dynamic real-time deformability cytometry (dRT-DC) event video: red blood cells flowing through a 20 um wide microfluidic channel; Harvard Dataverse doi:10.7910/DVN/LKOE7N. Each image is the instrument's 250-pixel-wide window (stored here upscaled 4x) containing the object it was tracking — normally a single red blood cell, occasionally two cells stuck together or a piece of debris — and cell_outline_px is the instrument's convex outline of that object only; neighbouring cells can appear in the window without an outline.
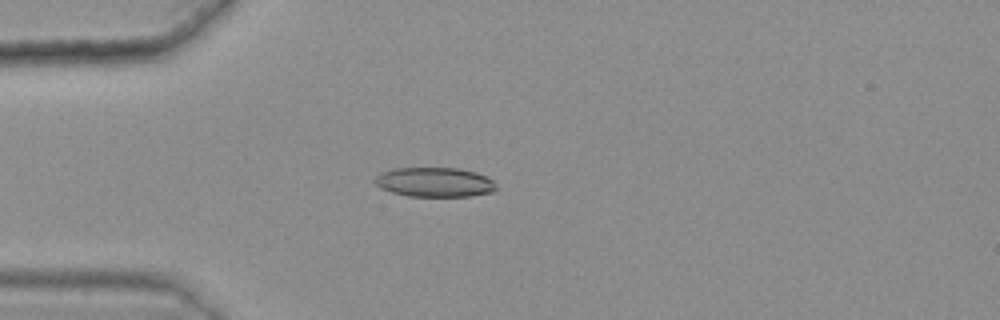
{"species": "common noctule bat (a hibernating species)", "species_latin": "Nyctalus noctula", "temperature_condition": "warm", "stored_images_in_passage": 49, "camera_frame_rate_fps": 3000, "um_per_image_px": 0.085, "animal": {"sex": "female", "body_mass_g": 25.1}, "frame": {"image": 1, "passage_image": 16, "time_ms": 5.0, "image_size_px": [1000, 320], "cell_outline_px": [[496, 188], [492, 192], [472, 196], [408, 196], [392, 192], [380, 188], [372, 180], [380, 172], [392, 168], [460, 168], [476, 172], [492, 180], [496, 184]], "centroid_in_image_um": [36.91, 15.48], "position_along_channel_um": 48.1, "area_um2": 20.98}}
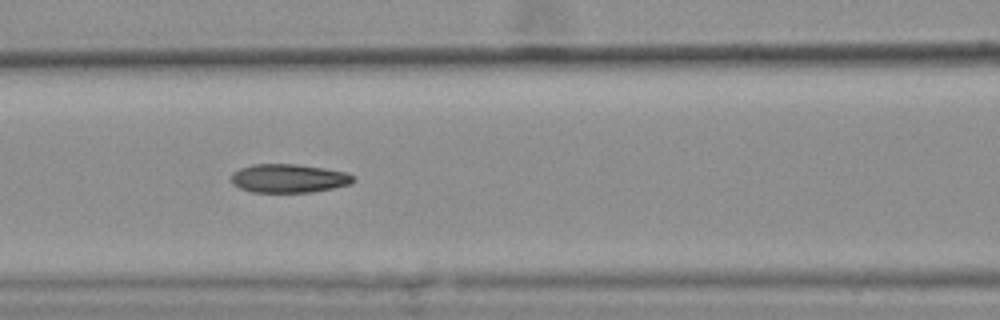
{"frame": {"image": 2, "passage_image": 25, "time_ms": 8.0, "image_size_px": [1000, 320], "cell_outline_px": [[356, 180], [348, 184], [332, 188], [312, 192], [252, 192], [240, 188], [232, 184], [232, 172], [240, 168], [252, 164], [296, 164], [324, 168], [348, 172]], "centroid_in_image_um": [24.52, 15.15], "position_along_channel_um": 142.1, "area_um2": 20.35}}
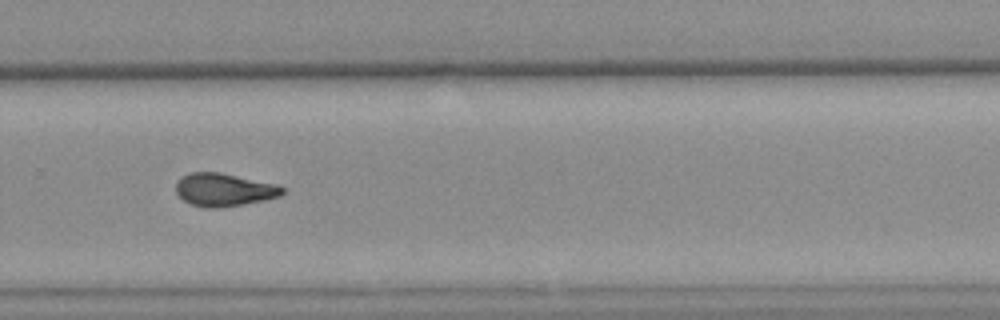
{"frame": {"image": 3, "passage_image": 39, "time_ms": 12.667, "image_size_px": [1000, 320], "cell_outline_px": [[284, 192], [280, 196], [264, 200], [244, 204], [220, 208], [204, 208], [188, 204], [176, 192], [176, 180], [188, 172], [220, 172], [276, 184], [284, 188]], "centroid_in_image_um": [19.0, 16.13], "position_along_channel_um": 310.8, "area_um2": 20.63}, "authors_computed_cell_mechanics": {"area_um2": 20.8658, "velocity_mm_per_s": 3.6251, "shape_relaxation_time_tau1_ms": null, "shape_relaxation_time_tau2_ms": 3.4279, "deformation_change_tau1": null, "deformation_change_tau2": 0.0955}}